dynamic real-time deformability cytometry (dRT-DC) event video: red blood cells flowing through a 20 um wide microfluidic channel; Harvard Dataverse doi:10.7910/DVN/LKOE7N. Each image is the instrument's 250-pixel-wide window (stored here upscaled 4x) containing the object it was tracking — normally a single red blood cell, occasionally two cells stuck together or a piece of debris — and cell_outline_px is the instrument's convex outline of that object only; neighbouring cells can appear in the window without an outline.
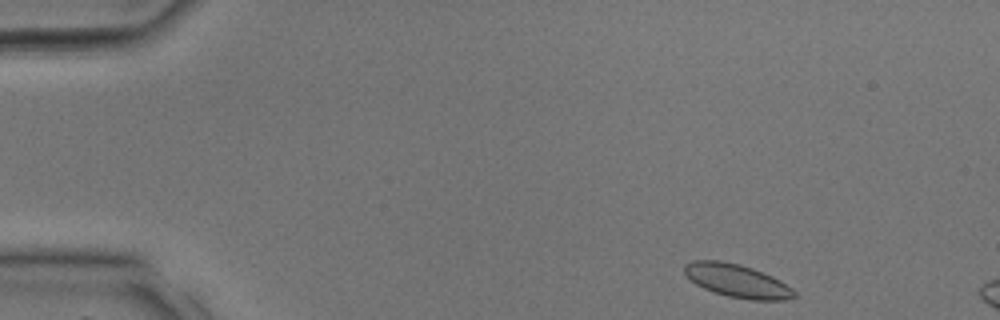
{"species": "common noctule bat (a hibernating species)", "species_latin": "Nyctalus noctula", "temperature_condition": "room temperature", "stored_images_in_passage": 6, "camera_frame_rate_fps": 3000, "um_per_image_px": 0.085, "animal": {"sex": "male", "body_mass_g": 17.9, "forearm_length_mm": 54.2}, "frame": {"image": 1, "passage_image": 1, "time_ms": 0.0, "image_size_px": [1000, 320], "cell_outline_px": [[796, 296], [784, 300], [752, 300], [728, 296], [704, 288], [696, 284], [684, 272], [684, 264], [692, 260], [720, 260], [740, 264], [752, 268], [772, 276], [792, 288], [796, 292]], "centroid_in_image_um": [62.65, 23.86], "position_along_channel_um": 22.3, "area_um2": 21.04}}